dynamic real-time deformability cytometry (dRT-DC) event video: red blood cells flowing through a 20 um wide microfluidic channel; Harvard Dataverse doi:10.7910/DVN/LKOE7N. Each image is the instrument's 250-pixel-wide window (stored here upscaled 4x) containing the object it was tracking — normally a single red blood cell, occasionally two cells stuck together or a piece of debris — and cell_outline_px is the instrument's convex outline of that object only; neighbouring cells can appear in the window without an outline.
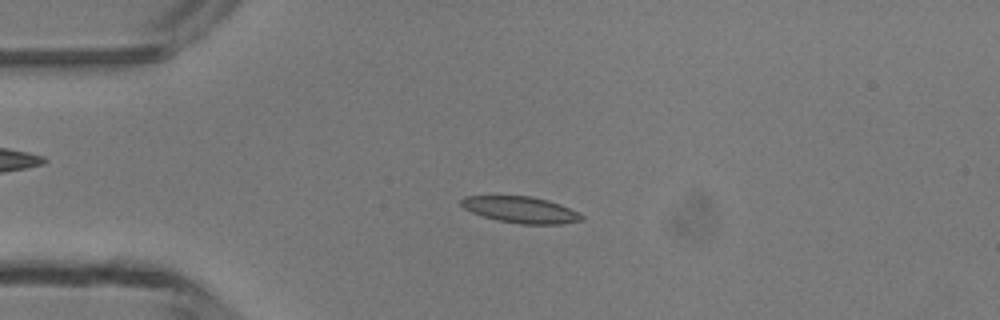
{"species": "common noctule bat (a hibernating species)", "species_latin": "Nyctalus noctula", "temperature_condition": "room temperature", "stored_images_in_passage": 5, "camera_frame_rate_fps": 3000, "um_per_image_px": 0.085, "animal": {"sex": "male", "body_mass_g": 13.3}, "frame": {"image": 1, "passage_image": 3, "time_ms": 2.333, "image_size_px": [1000, 320], "cell_outline_px": [[584, 220], [560, 224], [520, 224], [500, 220], [484, 216], [472, 212], [464, 208], [460, 204], [460, 200], [464, 196], [532, 196], [548, 200], [560, 204], [584, 216]], "centroid_in_image_um": [44.26, 17.82], "position_along_channel_um": 40.7, "area_um2": 18.32}}
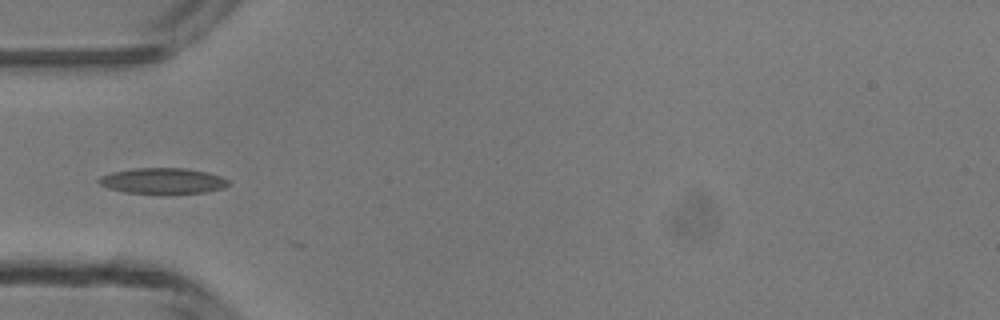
{"frame": {"image": 2, "passage_image": 4, "time_ms": 3.667, "image_size_px": [1000, 320], "cell_outline_px": [[228, 184], [224, 188], [204, 192], [124, 192], [108, 188], [100, 184], [96, 180], [100, 176], [112, 172], [132, 168], [184, 168], [208, 172], [220, 176], [228, 180]], "centroid_in_image_um": [13.8, 15.34], "position_along_channel_um": 71.2, "area_um2": 19.02}}
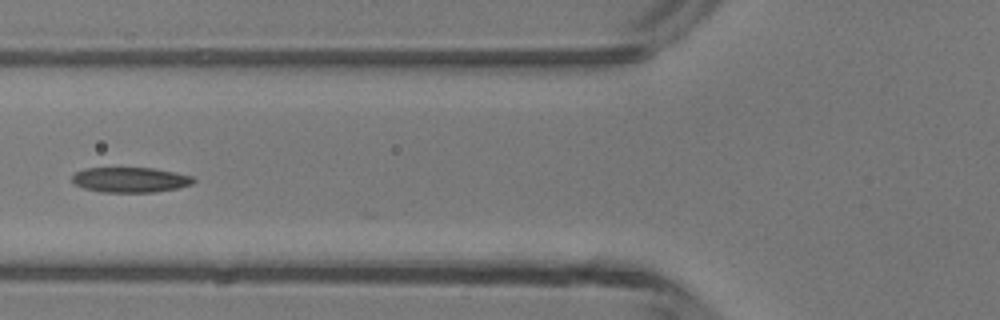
{"frame": {"image": 3, "passage_image": 5, "time_ms": 4.667, "image_size_px": [1000, 320], "cell_outline_px": [[196, 180], [192, 184], [176, 188], [152, 192], [100, 192], [84, 188], [76, 184], [72, 180], [72, 176], [76, 172], [84, 168], [152, 168], [192, 176]], "centroid_in_image_um": [11.05, 15.28], "position_along_channel_um": 114.7, "area_um2": 17.57}}